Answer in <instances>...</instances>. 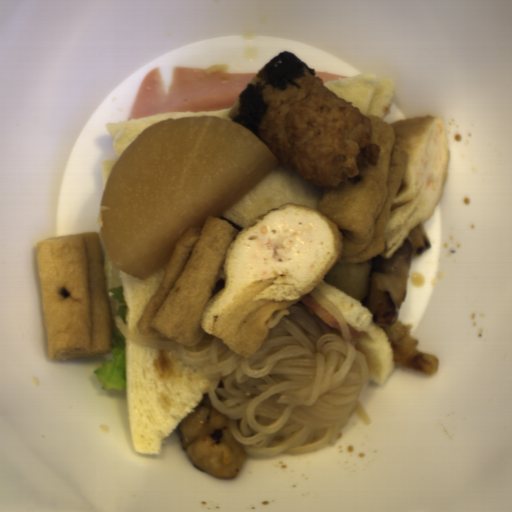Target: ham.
Instances as JSON below:
<instances>
[{
  "label": "ham",
  "instance_id": "obj_1",
  "mask_svg": "<svg viewBox=\"0 0 512 512\" xmlns=\"http://www.w3.org/2000/svg\"><path fill=\"white\" fill-rule=\"evenodd\" d=\"M259 72H232L226 65L174 66L165 92L159 67L141 82L127 121L174 112H212L232 108Z\"/></svg>",
  "mask_w": 512,
  "mask_h": 512
},
{
  "label": "ham",
  "instance_id": "obj_2",
  "mask_svg": "<svg viewBox=\"0 0 512 512\" xmlns=\"http://www.w3.org/2000/svg\"><path fill=\"white\" fill-rule=\"evenodd\" d=\"M297 303L304 304L309 309H311L316 315H318L327 326L342 333V327H341L339 321L327 309H325L317 300H315L310 295L309 292Z\"/></svg>",
  "mask_w": 512,
  "mask_h": 512
},
{
  "label": "ham",
  "instance_id": "obj_3",
  "mask_svg": "<svg viewBox=\"0 0 512 512\" xmlns=\"http://www.w3.org/2000/svg\"><path fill=\"white\" fill-rule=\"evenodd\" d=\"M315 75L322 78L323 84L328 83V82L337 81V80L346 79V78H351V77H346V76H341V75L320 72V71H316V70H315Z\"/></svg>",
  "mask_w": 512,
  "mask_h": 512
},
{
  "label": "ham",
  "instance_id": "obj_4",
  "mask_svg": "<svg viewBox=\"0 0 512 512\" xmlns=\"http://www.w3.org/2000/svg\"><path fill=\"white\" fill-rule=\"evenodd\" d=\"M346 324H347V326H348V328H349V331H350V333H351V336H352V338L355 340V342H356L357 340H359L360 338H362V333H361V331L356 330L355 328H353L352 326H350L347 322H346Z\"/></svg>",
  "mask_w": 512,
  "mask_h": 512
}]
</instances>
